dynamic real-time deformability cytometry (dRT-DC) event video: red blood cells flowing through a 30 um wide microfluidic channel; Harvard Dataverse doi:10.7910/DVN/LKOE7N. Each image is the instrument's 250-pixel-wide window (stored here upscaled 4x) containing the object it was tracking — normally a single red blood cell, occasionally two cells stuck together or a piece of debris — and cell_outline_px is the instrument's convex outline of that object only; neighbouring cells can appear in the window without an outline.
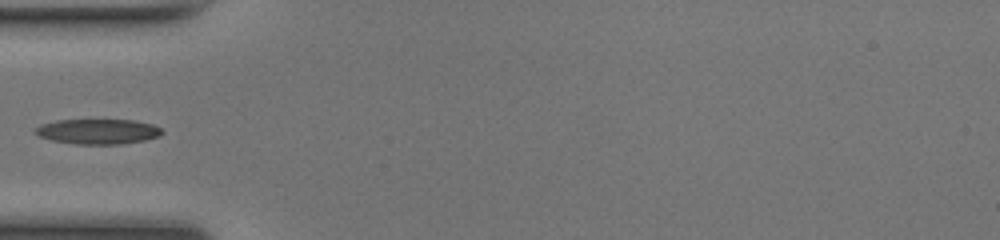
{"species": "common noctule bat (a hibernating species)", "species_latin": "Nyctalus noctula", "temperature_condition": "room temperature", "stored_images_in_passage": 33, "camera_frame_rate_fps": 3000, "um_per_image_px": 0.085, "animal": {"sex": "female", "body_mass_g": 17.0, "forearm_length_mm": 48.0}, "frame": {"image": 1, "passage_image": 1, "time_ms": 0.0, "image_size_px": [1000, 240], "cell_outline_px": [[164, 132], [160, 136], [144, 140], [120, 144], [76, 144], [52, 140], [40, 136], [32, 132], [40, 124], [56, 120], [132, 120], [152, 124], [160, 128]], "centroid_in_image_um": [8.31, 11.17], "position_along_channel_um": 76.7, "area_um2": 18.5}}
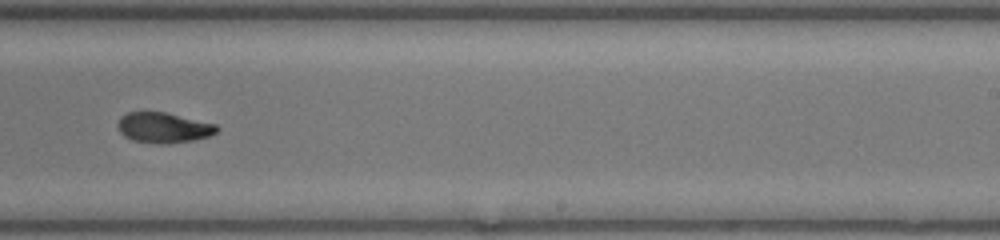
{"frame": {"image": 2, "passage_image": 15, "time_ms": 4.667, "image_size_px": [1000, 240], "cell_outline_px": [[220, 128], [216, 132], [208, 136], [196, 140], [168, 144], [156, 144], [132, 140], [124, 136], [120, 132], [116, 124], [120, 116], [128, 112], [164, 112], [216, 124]], "centroid_in_image_um": [13.88, 10.86], "position_along_channel_um": 275.1, "area_um2": 17.69}}
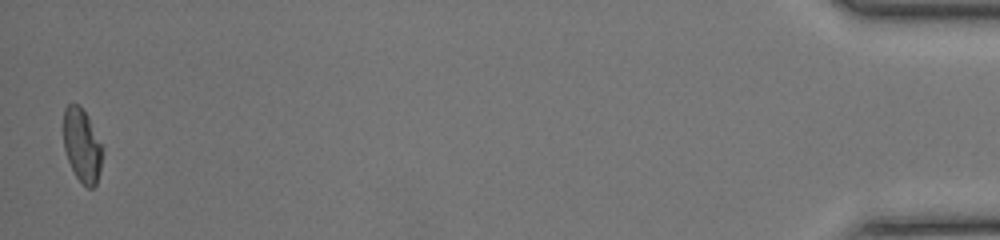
{"frame": {"image": 3, "passage_image": 33, "time_ms": 10.667, "image_size_px": [1000, 240], "cell_outline_px": [[100, 172], [96, 184], [92, 188], [88, 188], [76, 176], [68, 160], [64, 148], [64, 108], [68, 104], [76, 104], [88, 116], [100, 144]], "centroid_in_image_um": [6.94, 12.36], "position_along_channel_um": 428.3, "area_um2": 16.01}}